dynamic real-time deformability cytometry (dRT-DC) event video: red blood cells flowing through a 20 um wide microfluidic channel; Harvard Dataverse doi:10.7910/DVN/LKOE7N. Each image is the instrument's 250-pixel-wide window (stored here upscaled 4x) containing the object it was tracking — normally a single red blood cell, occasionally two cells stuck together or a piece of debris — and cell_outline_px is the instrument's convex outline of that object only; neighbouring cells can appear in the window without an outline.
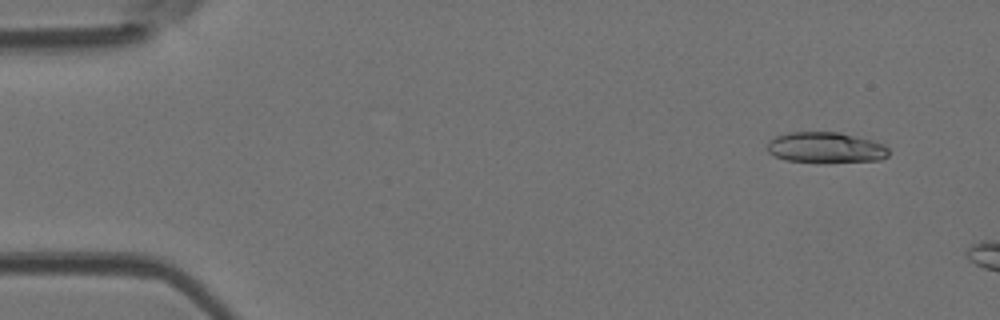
{"species": "Egyptian fruit bat (a non-hibernating species)", "species_latin": "Rousettus aegyptiacus", "temperature_condition": "room temperature", "stored_images_in_passage": 4, "camera_frame_rate_fps": 3000, "um_per_image_px": 0.085, "animal": {"sex": "female"}, "frame": {"image": 1, "passage_image": 1, "time_ms": 0.0, "image_size_px": [1000, 320], "cell_outline_px": [[888, 156], [880, 160], [784, 160], [768, 152], [768, 140], [776, 136], [788, 132], [840, 132], [872, 140], [884, 144], [888, 148]], "centroid_in_image_um": [70.17, 12.49], "position_along_channel_um": 14.8, "area_um2": 20.98}}